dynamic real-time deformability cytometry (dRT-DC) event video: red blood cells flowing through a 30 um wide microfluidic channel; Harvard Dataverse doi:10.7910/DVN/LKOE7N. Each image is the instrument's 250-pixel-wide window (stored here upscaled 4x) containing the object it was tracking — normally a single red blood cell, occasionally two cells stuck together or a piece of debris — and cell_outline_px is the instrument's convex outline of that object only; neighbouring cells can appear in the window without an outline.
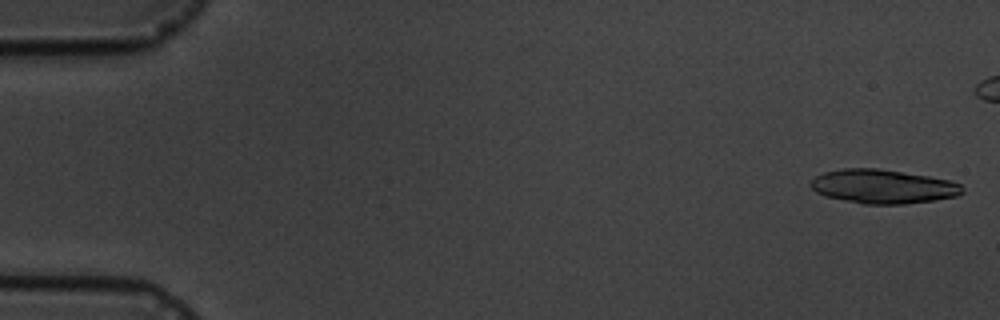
{"species": "common noctule bat (a hibernating species)", "species_latin": "Nyctalus noctula", "temperature_condition": "cold", "stored_images_in_passage": 5, "camera_frame_rate_fps": 3000, "um_per_image_px": 0.085, "animal": {"sex": "male", "body_mass_g": 19.5, "forearm_length_mm": 54.6}, "frame": {"image": 1, "passage_image": 1, "time_ms": 0.0, "image_size_px": [1000, 320], "cell_outline_px": [[964, 192], [956, 196], [932, 200], [904, 204], [864, 204], [824, 196], [816, 192], [808, 184], [816, 176], [824, 172], [844, 168], [876, 168], [928, 176], [952, 180], [960, 184], [964, 188]], "centroid_in_image_um": [75.04, 15.85], "position_along_channel_um": 10.0, "area_um2": 30.0}}